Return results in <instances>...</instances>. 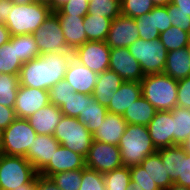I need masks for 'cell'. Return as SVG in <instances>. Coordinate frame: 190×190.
Returning a JSON list of instances; mask_svg holds the SVG:
<instances>
[{"label": "cell", "instance_id": "45", "mask_svg": "<svg viewBox=\"0 0 190 190\" xmlns=\"http://www.w3.org/2000/svg\"><path fill=\"white\" fill-rule=\"evenodd\" d=\"M168 17L171 25L188 32L190 34V16L178 10L177 6L171 2L167 5Z\"/></svg>", "mask_w": 190, "mask_h": 190}, {"label": "cell", "instance_id": "48", "mask_svg": "<svg viewBox=\"0 0 190 190\" xmlns=\"http://www.w3.org/2000/svg\"><path fill=\"white\" fill-rule=\"evenodd\" d=\"M174 184L190 188V154L182 160L181 175Z\"/></svg>", "mask_w": 190, "mask_h": 190}, {"label": "cell", "instance_id": "16", "mask_svg": "<svg viewBox=\"0 0 190 190\" xmlns=\"http://www.w3.org/2000/svg\"><path fill=\"white\" fill-rule=\"evenodd\" d=\"M173 121L172 111H157L147 125L149 135L157 150L173 146Z\"/></svg>", "mask_w": 190, "mask_h": 190}, {"label": "cell", "instance_id": "43", "mask_svg": "<svg viewBox=\"0 0 190 190\" xmlns=\"http://www.w3.org/2000/svg\"><path fill=\"white\" fill-rule=\"evenodd\" d=\"M79 190H106L104 175L96 170L83 168L81 186Z\"/></svg>", "mask_w": 190, "mask_h": 190}, {"label": "cell", "instance_id": "44", "mask_svg": "<svg viewBox=\"0 0 190 190\" xmlns=\"http://www.w3.org/2000/svg\"><path fill=\"white\" fill-rule=\"evenodd\" d=\"M89 0H69L55 13L57 15H74L85 17L88 14Z\"/></svg>", "mask_w": 190, "mask_h": 190}, {"label": "cell", "instance_id": "39", "mask_svg": "<svg viewBox=\"0 0 190 190\" xmlns=\"http://www.w3.org/2000/svg\"><path fill=\"white\" fill-rule=\"evenodd\" d=\"M121 14L136 18L149 13L155 4L152 0H121Z\"/></svg>", "mask_w": 190, "mask_h": 190}, {"label": "cell", "instance_id": "17", "mask_svg": "<svg viewBox=\"0 0 190 190\" xmlns=\"http://www.w3.org/2000/svg\"><path fill=\"white\" fill-rule=\"evenodd\" d=\"M60 143L53 135H37L25 158L39 173L51 160Z\"/></svg>", "mask_w": 190, "mask_h": 190}, {"label": "cell", "instance_id": "59", "mask_svg": "<svg viewBox=\"0 0 190 190\" xmlns=\"http://www.w3.org/2000/svg\"><path fill=\"white\" fill-rule=\"evenodd\" d=\"M10 1H12L14 4H26L30 2H35V0H10Z\"/></svg>", "mask_w": 190, "mask_h": 190}, {"label": "cell", "instance_id": "58", "mask_svg": "<svg viewBox=\"0 0 190 190\" xmlns=\"http://www.w3.org/2000/svg\"><path fill=\"white\" fill-rule=\"evenodd\" d=\"M185 151L190 154V135L187 137L186 141L182 144Z\"/></svg>", "mask_w": 190, "mask_h": 190}, {"label": "cell", "instance_id": "14", "mask_svg": "<svg viewBox=\"0 0 190 190\" xmlns=\"http://www.w3.org/2000/svg\"><path fill=\"white\" fill-rule=\"evenodd\" d=\"M49 103L48 90L19 85L14 110L17 118L27 119Z\"/></svg>", "mask_w": 190, "mask_h": 190}, {"label": "cell", "instance_id": "2", "mask_svg": "<svg viewBox=\"0 0 190 190\" xmlns=\"http://www.w3.org/2000/svg\"><path fill=\"white\" fill-rule=\"evenodd\" d=\"M118 147L122 164L126 167L140 165L148 155L157 151L145 125L127 124Z\"/></svg>", "mask_w": 190, "mask_h": 190}, {"label": "cell", "instance_id": "25", "mask_svg": "<svg viewBox=\"0 0 190 190\" xmlns=\"http://www.w3.org/2000/svg\"><path fill=\"white\" fill-rule=\"evenodd\" d=\"M140 166L147 172L148 176L160 190H167L172 184V180L167 173L160 154L155 153L148 155Z\"/></svg>", "mask_w": 190, "mask_h": 190}, {"label": "cell", "instance_id": "47", "mask_svg": "<svg viewBox=\"0 0 190 190\" xmlns=\"http://www.w3.org/2000/svg\"><path fill=\"white\" fill-rule=\"evenodd\" d=\"M152 14H155L156 28L159 33L171 28V19L168 17L167 6H155L152 9Z\"/></svg>", "mask_w": 190, "mask_h": 190}, {"label": "cell", "instance_id": "11", "mask_svg": "<svg viewBox=\"0 0 190 190\" xmlns=\"http://www.w3.org/2000/svg\"><path fill=\"white\" fill-rule=\"evenodd\" d=\"M110 51L105 41H87L77 47L74 58L97 74L109 70Z\"/></svg>", "mask_w": 190, "mask_h": 190}, {"label": "cell", "instance_id": "9", "mask_svg": "<svg viewBox=\"0 0 190 190\" xmlns=\"http://www.w3.org/2000/svg\"><path fill=\"white\" fill-rule=\"evenodd\" d=\"M32 35L39 48L40 55L52 52L71 51L65 43L59 18L55 12H51Z\"/></svg>", "mask_w": 190, "mask_h": 190}, {"label": "cell", "instance_id": "4", "mask_svg": "<svg viewBox=\"0 0 190 190\" xmlns=\"http://www.w3.org/2000/svg\"><path fill=\"white\" fill-rule=\"evenodd\" d=\"M47 4L37 1L26 4H14L5 23L11 36L34 34L51 14Z\"/></svg>", "mask_w": 190, "mask_h": 190}, {"label": "cell", "instance_id": "41", "mask_svg": "<svg viewBox=\"0 0 190 190\" xmlns=\"http://www.w3.org/2000/svg\"><path fill=\"white\" fill-rule=\"evenodd\" d=\"M87 102V94L75 92L60 109L64 116L76 117L84 116Z\"/></svg>", "mask_w": 190, "mask_h": 190}, {"label": "cell", "instance_id": "53", "mask_svg": "<svg viewBox=\"0 0 190 190\" xmlns=\"http://www.w3.org/2000/svg\"><path fill=\"white\" fill-rule=\"evenodd\" d=\"M11 35L5 24H0V46L6 44Z\"/></svg>", "mask_w": 190, "mask_h": 190}, {"label": "cell", "instance_id": "27", "mask_svg": "<svg viewBox=\"0 0 190 190\" xmlns=\"http://www.w3.org/2000/svg\"><path fill=\"white\" fill-rule=\"evenodd\" d=\"M157 110L141 96L136 100L122 115L127 124L145 125L147 126Z\"/></svg>", "mask_w": 190, "mask_h": 190}, {"label": "cell", "instance_id": "60", "mask_svg": "<svg viewBox=\"0 0 190 190\" xmlns=\"http://www.w3.org/2000/svg\"><path fill=\"white\" fill-rule=\"evenodd\" d=\"M3 135H4V129L0 128V149H2Z\"/></svg>", "mask_w": 190, "mask_h": 190}, {"label": "cell", "instance_id": "6", "mask_svg": "<svg viewBox=\"0 0 190 190\" xmlns=\"http://www.w3.org/2000/svg\"><path fill=\"white\" fill-rule=\"evenodd\" d=\"M128 49L140 63L144 75L163 73L167 50L159 38L150 41L138 38Z\"/></svg>", "mask_w": 190, "mask_h": 190}, {"label": "cell", "instance_id": "24", "mask_svg": "<svg viewBox=\"0 0 190 190\" xmlns=\"http://www.w3.org/2000/svg\"><path fill=\"white\" fill-rule=\"evenodd\" d=\"M163 74L179 81L190 76V53L188 48L167 52Z\"/></svg>", "mask_w": 190, "mask_h": 190}, {"label": "cell", "instance_id": "30", "mask_svg": "<svg viewBox=\"0 0 190 190\" xmlns=\"http://www.w3.org/2000/svg\"><path fill=\"white\" fill-rule=\"evenodd\" d=\"M107 113V107L99 104L93 95L87 94L84 116H79L78 118L93 134L98 130L99 124L104 121Z\"/></svg>", "mask_w": 190, "mask_h": 190}, {"label": "cell", "instance_id": "18", "mask_svg": "<svg viewBox=\"0 0 190 190\" xmlns=\"http://www.w3.org/2000/svg\"><path fill=\"white\" fill-rule=\"evenodd\" d=\"M97 78L96 72L91 71L74 57L65 74V80L73 87L74 92L88 95L93 94Z\"/></svg>", "mask_w": 190, "mask_h": 190}, {"label": "cell", "instance_id": "34", "mask_svg": "<svg viewBox=\"0 0 190 190\" xmlns=\"http://www.w3.org/2000/svg\"><path fill=\"white\" fill-rule=\"evenodd\" d=\"M104 175L106 190H126L131 184L129 167L122 166Z\"/></svg>", "mask_w": 190, "mask_h": 190}, {"label": "cell", "instance_id": "15", "mask_svg": "<svg viewBox=\"0 0 190 190\" xmlns=\"http://www.w3.org/2000/svg\"><path fill=\"white\" fill-rule=\"evenodd\" d=\"M86 167L85 157L60 145L50 162L38 173L45 177Z\"/></svg>", "mask_w": 190, "mask_h": 190}, {"label": "cell", "instance_id": "19", "mask_svg": "<svg viewBox=\"0 0 190 190\" xmlns=\"http://www.w3.org/2000/svg\"><path fill=\"white\" fill-rule=\"evenodd\" d=\"M142 96L141 84L138 81H124L113 94L107 106L109 113L123 115L126 109Z\"/></svg>", "mask_w": 190, "mask_h": 190}, {"label": "cell", "instance_id": "51", "mask_svg": "<svg viewBox=\"0 0 190 190\" xmlns=\"http://www.w3.org/2000/svg\"><path fill=\"white\" fill-rule=\"evenodd\" d=\"M13 10V2L10 0H0V24H5L9 13Z\"/></svg>", "mask_w": 190, "mask_h": 190}, {"label": "cell", "instance_id": "31", "mask_svg": "<svg viewBox=\"0 0 190 190\" xmlns=\"http://www.w3.org/2000/svg\"><path fill=\"white\" fill-rule=\"evenodd\" d=\"M173 115V146L182 145L190 135V109L175 107Z\"/></svg>", "mask_w": 190, "mask_h": 190}, {"label": "cell", "instance_id": "28", "mask_svg": "<svg viewBox=\"0 0 190 190\" xmlns=\"http://www.w3.org/2000/svg\"><path fill=\"white\" fill-rule=\"evenodd\" d=\"M23 63L17 58L16 35L0 46V73L19 75Z\"/></svg>", "mask_w": 190, "mask_h": 190}, {"label": "cell", "instance_id": "29", "mask_svg": "<svg viewBox=\"0 0 190 190\" xmlns=\"http://www.w3.org/2000/svg\"><path fill=\"white\" fill-rule=\"evenodd\" d=\"M112 19L87 14L84 17V30L88 41H106Z\"/></svg>", "mask_w": 190, "mask_h": 190}, {"label": "cell", "instance_id": "22", "mask_svg": "<svg viewBox=\"0 0 190 190\" xmlns=\"http://www.w3.org/2000/svg\"><path fill=\"white\" fill-rule=\"evenodd\" d=\"M68 48L74 51L86 43L87 36L84 30V17L74 15H57Z\"/></svg>", "mask_w": 190, "mask_h": 190}, {"label": "cell", "instance_id": "26", "mask_svg": "<svg viewBox=\"0 0 190 190\" xmlns=\"http://www.w3.org/2000/svg\"><path fill=\"white\" fill-rule=\"evenodd\" d=\"M162 163L174 183L181 175L182 160L186 157L187 152L182 145H174L158 149Z\"/></svg>", "mask_w": 190, "mask_h": 190}, {"label": "cell", "instance_id": "52", "mask_svg": "<svg viewBox=\"0 0 190 190\" xmlns=\"http://www.w3.org/2000/svg\"><path fill=\"white\" fill-rule=\"evenodd\" d=\"M171 3L176 5L179 11L190 16V0H172Z\"/></svg>", "mask_w": 190, "mask_h": 190}, {"label": "cell", "instance_id": "57", "mask_svg": "<svg viewBox=\"0 0 190 190\" xmlns=\"http://www.w3.org/2000/svg\"><path fill=\"white\" fill-rule=\"evenodd\" d=\"M167 190H190V188L173 183Z\"/></svg>", "mask_w": 190, "mask_h": 190}, {"label": "cell", "instance_id": "5", "mask_svg": "<svg viewBox=\"0 0 190 190\" xmlns=\"http://www.w3.org/2000/svg\"><path fill=\"white\" fill-rule=\"evenodd\" d=\"M53 136L60 145L86 157L93 141V134L79 118L62 116Z\"/></svg>", "mask_w": 190, "mask_h": 190}, {"label": "cell", "instance_id": "55", "mask_svg": "<svg viewBox=\"0 0 190 190\" xmlns=\"http://www.w3.org/2000/svg\"><path fill=\"white\" fill-rule=\"evenodd\" d=\"M68 1L69 0H51V3L48 6L50 7L52 12H55Z\"/></svg>", "mask_w": 190, "mask_h": 190}, {"label": "cell", "instance_id": "20", "mask_svg": "<svg viewBox=\"0 0 190 190\" xmlns=\"http://www.w3.org/2000/svg\"><path fill=\"white\" fill-rule=\"evenodd\" d=\"M63 114L61 109L49 103L27 118L37 135H53Z\"/></svg>", "mask_w": 190, "mask_h": 190}, {"label": "cell", "instance_id": "1", "mask_svg": "<svg viewBox=\"0 0 190 190\" xmlns=\"http://www.w3.org/2000/svg\"><path fill=\"white\" fill-rule=\"evenodd\" d=\"M73 51L45 53L23 63L19 73V85L49 90L65 79L66 71L73 59Z\"/></svg>", "mask_w": 190, "mask_h": 190}, {"label": "cell", "instance_id": "21", "mask_svg": "<svg viewBox=\"0 0 190 190\" xmlns=\"http://www.w3.org/2000/svg\"><path fill=\"white\" fill-rule=\"evenodd\" d=\"M127 122L122 115L107 113L98 130L93 133L94 141L119 145V140L125 133Z\"/></svg>", "mask_w": 190, "mask_h": 190}, {"label": "cell", "instance_id": "35", "mask_svg": "<svg viewBox=\"0 0 190 190\" xmlns=\"http://www.w3.org/2000/svg\"><path fill=\"white\" fill-rule=\"evenodd\" d=\"M121 0H89L88 14L114 20L121 14Z\"/></svg>", "mask_w": 190, "mask_h": 190}, {"label": "cell", "instance_id": "32", "mask_svg": "<svg viewBox=\"0 0 190 190\" xmlns=\"http://www.w3.org/2000/svg\"><path fill=\"white\" fill-rule=\"evenodd\" d=\"M18 89V75L0 73V105L14 108Z\"/></svg>", "mask_w": 190, "mask_h": 190}, {"label": "cell", "instance_id": "13", "mask_svg": "<svg viewBox=\"0 0 190 190\" xmlns=\"http://www.w3.org/2000/svg\"><path fill=\"white\" fill-rule=\"evenodd\" d=\"M109 70L117 73L123 81H138L144 78L140 63L128 48H113L110 51Z\"/></svg>", "mask_w": 190, "mask_h": 190}, {"label": "cell", "instance_id": "7", "mask_svg": "<svg viewBox=\"0 0 190 190\" xmlns=\"http://www.w3.org/2000/svg\"><path fill=\"white\" fill-rule=\"evenodd\" d=\"M37 174L24 156L3 154L0 158V190H15Z\"/></svg>", "mask_w": 190, "mask_h": 190}, {"label": "cell", "instance_id": "64", "mask_svg": "<svg viewBox=\"0 0 190 190\" xmlns=\"http://www.w3.org/2000/svg\"><path fill=\"white\" fill-rule=\"evenodd\" d=\"M2 155H3V153H2V149H0V158H1Z\"/></svg>", "mask_w": 190, "mask_h": 190}, {"label": "cell", "instance_id": "37", "mask_svg": "<svg viewBox=\"0 0 190 190\" xmlns=\"http://www.w3.org/2000/svg\"><path fill=\"white\" fill-rule=\"evenodd\" d=\"M83 169L60 172L50 178L60 190H79L81 186Z\"/></svg>", "mask_w": 190, "mask_h": 190}, {"label": "cell", "instance_id": "62", "mask_svg": "<svg viewBox=\"0 0 190 190\" xmlns=\"http://www.w3.org/2000/svg\"><path fill=\"white\" fill-rule=\"evenodd\" d=\"M126 190H141V189L138 188V187H133V186L130 184V186H129Z\"/></svg>", "mask_w": 190, "mask_h": 190}, {"label": "cell", "instance_id": "33", "mask_svg": "<svg viewBox=\"0 0 190 190\" xmlns=\"http://www.w3.org/2000/svg\"><path fill=\"white\" fill-rule=\"evenodd\" d=\"M190 34L178 27L171 26L168 30L160 33L159 39L165 46L167 52L188 48Z\"/></svg>", "mask_w": 190, "mask_h": 190}, {"label": "cell", "instance_id": "61", "mask_svg": "<svg viewBox=\"0 0 190 190\" xmlns=\"http://www.w3.org/2000/svg\"><path fill=\"white\" fill-rule=\"evenodd\" d=\"M35 1H37L39 3L47 4V5H49L51 3V0H35Z\"/></svg>", "mask_w": 190, "mask_h": 190}, {"label": "cell", "instance_id": "49", "mask_svg": "<svg viewBox=\"0 0 190 190\" xmlns=\"http://www.w3.org/2000/svg\"><path fill=\"white\" fill-rule=\"evenodd\" d=\"M16 118L14 108L0 105V128H7Z\"/></svg>", "mask_w": 190, "mask_h": 190}, {"label": "cell", "instance_id": "23", "mask_svg": "<svg viewBox=\"0 0 190 190\" xmlns=\"http://www.w3.org/2000/svg\"><path fill=\"white\" fill-rule=\"evenodd\" d=\"M123 79L115 72L106 70L98 74L93 96L95 100L107 107L110 104L113 94L123 83Z\"/></svg>", "mask_w": 190, "mask_h": 190}, {"label": "cell", "instance_id": "12", "mask_svg": "<svg viewBox=\"0 0 190 190\" xmlns=\"http://www.w3.org/2000/svg\"><path fill=\"white\" fill-rule=\"evenodd\" d=\"M139 38L134 18L120 14L112 20L106 44L110 49L128 48Z\"/></svg>", "mask_w": 190, "mask_h": 190}, {"label": "cell", "instance_id": "40", "mask_svg": "<svg viewBox=\"0 0 190 190\" xmlns=\"http://www.w3.org/2000/svg\"><path fill=\"white\" fill-rule=\"evenodd\" d=\"M48 92L50 103L59 108L66 104V101L75 94L73 87L65 79L56 83Z\"/></svg>", "mask_w": 190, "mask_h": 190}, {"label": "cell", "instance_id": "56", "mask_svg": "<svg viewBox=\"0 0 190 190\" xmlns=\"http://www.w3.org/2000/svg\"><path fill=\"white\" fill-rule=\"evenodd\" d=\"M155 6H167L172 0H152Z\"/></svg>", "mask_w": 190, "mask_h": 190}, {"label": "cell", "instance_id": "46", "mask_svg": "<svg viewBox=\"0 0 190 190\" xmlns=\"http://www.w3.org/2000/svg\"><path fill=\"white\" fill-rule=\"evenodd\" d=\"M177 107L190 109V76L178 81Z\"/></svg>", "mask_w": 190, "mask_h": 190}, {"label": "cell", "instance_id": "50", "mask_svg": "<svg viewBox=\"0 0 190 190\" xmlns=\"http://www.w3.org/2000/svg\"><path fill=\"white\" fill-rule=\"evenodd\" d=\"M36 190H60L50 177H45L37 173Z\"/></svg>", "mask_w": 190, "mask_h": 190}, {"label": "cell", "instance_id": "42", "mask_svg": "<svg viewBox=\"0 0 190 190\" xmlns=\"http://www.w3.org/2000/svg\"><path fill=\"white\" fill-rule=\"evenodd\" d=\"M129 169L133 187H138L141 190H160L140 165L129 167Z\"/></svg>", "mask_w": 190, "mask_h": 190}, {"label": "cell", "instance_id": "8", "mask_svg": "<svg viewBox=\"0 0 190 190\" xmlns=\"http://www.w3.org/2000/svg\"><path fill=\"white\" fill-rule=\"evenodd\" d=\"M36 137L27 119L16 118L4 129L2 153L25 157Z\"/></svg>", "mask_w": 190, "mask_h": 190}, {"label": "cell", "instance_id": "36", "mask_svg": "<svg viewBox=\"0 0 190 190\" xmlns=\"http://www.w3.org/2000/svg\"><path fill=\"white\" fill-rule=\"evenodd\" d=\"M17 58L22 62H28L40 55V51L32 34L16 35Z\"/></svg>", "mask_w": 190, "mask_h": 190}, {"label": "cell", "instance_id": "38", "mask_svg": "<svg viewBox=\"0 0 190 190\" xmlns=\"http://www.w3.org/2000/svg\"><path fill=\"white\" fill-rule=\"evenodd\" d=\"M139 31V38L150 41L159 38V31L156 28L155 14L152 10L144 15L134 18Z\"/></svg>", "mask_w": 190, "mask_h": 190}, {"label": "cell", "instance_id": "3", "mask_svg": "<svg viewBox=\"0 0 190 190\" xmlns=\"http://www.w3.org/2000/svg\"><path fill=\"white\" fill-rule=\"evenodd\" d=\"M142 96L157 110L171 111L177 106L178 81L165 74L145 75L140 82Z\"/></svg>", "mask_w": 190, "mask_h": 190}, {"label": "cell", "instance_id": "10", "mask_svg": "<svg viewBox=\"0 0 190 190\" xmlns=\"http://www.w3.org/2000/svg\"><path fill=\"white\" fill-rule=\"evenodd\" d=\"M86 167L99 173H106L123 166L120 149L117 145L92 141L87 156Z\"/></svg>", "mask_w": 190, "mask_h": 190}, {"label": "cell", "instance_id": "54", "mask_svg": "<svg viewBox=\"0 0 190 190\" xmlns=\"http://www.w3.org/2000/svg\"><path fill=\"white\" fill-rule=\"evenodd\" d=\"M36 177L37 174L28 183L21 185L15 190H36Z\"/></svg>", "mask_w": 190, "mask_h": 190}, {"label": "cell", "instance_id": "63", "mask_svg": "<svg viewBox=\"0 0 190 190\" xmlns=\"http://www.w3.org/2000/svg\"><path fill=\"white\" fill-rule=\"evenodd\" d=\"M188 50H189V53H190V38H189V43H188Z\"/></svg>", "mask_w": 190, "mask_h": 190}]
</instances>
